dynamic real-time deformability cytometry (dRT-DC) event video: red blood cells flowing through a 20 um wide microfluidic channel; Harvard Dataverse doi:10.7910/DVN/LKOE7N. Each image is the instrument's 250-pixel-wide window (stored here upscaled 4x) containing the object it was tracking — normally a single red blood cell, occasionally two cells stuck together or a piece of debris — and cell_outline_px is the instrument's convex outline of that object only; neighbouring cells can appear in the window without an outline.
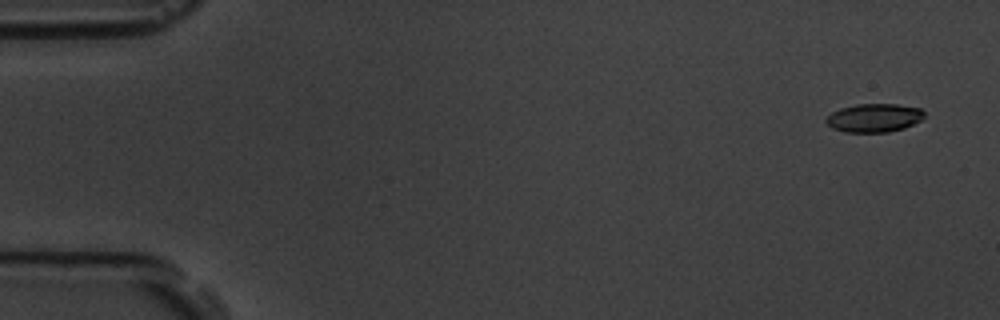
{"species": "common noctule bat (a hibernating species)", "species_latin": "Nyctalus noctula", "temperature_condition": "room temperature", "stored_images_in_passage": 5, "camera_frame_rate_fps": 3000, "um_per_image_px": 0.085, "animal": {"sex": "male", "body_mass_g": 19.5, "forearm_length_mm": 54.6}, "frame": {"image": 1, "passage_image": 1, "time_ms": 0.0, "image_size_px": [1000, 320], "cell_outline_px": [[924, 116], [920, 120], [904, 128], [888, 132], [844, 132], [832, 128], [824, 120], [832, 112], [840, 108], [856, 104], [896, 104], [920, 108], [924, 112]], "centroid_in_image_um": [74.28, 10.01], "position_along_channel_um": 10.7, "area_um2": 16.24}}
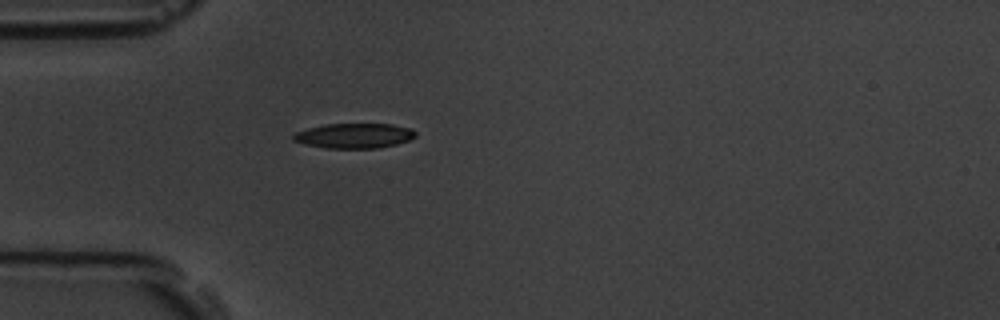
{"frame": {"image": 2, "passage_image": 5, "time_ms": 4.667, "image_size_px": [1000, 320], "cell_outline_px": [[416, 136], [408, 140], [396, 144], [376, 148], [324, 148], [304, 144], [292, 140], [292, 136], [296, 132], [308, 128], [324, 124], [392, 124], [412, 128], [416, 132]], "centroid_in_image_um": [30.1, 11.53], "position_along_channel_um": 54.9, "area_um2": 17.8}}